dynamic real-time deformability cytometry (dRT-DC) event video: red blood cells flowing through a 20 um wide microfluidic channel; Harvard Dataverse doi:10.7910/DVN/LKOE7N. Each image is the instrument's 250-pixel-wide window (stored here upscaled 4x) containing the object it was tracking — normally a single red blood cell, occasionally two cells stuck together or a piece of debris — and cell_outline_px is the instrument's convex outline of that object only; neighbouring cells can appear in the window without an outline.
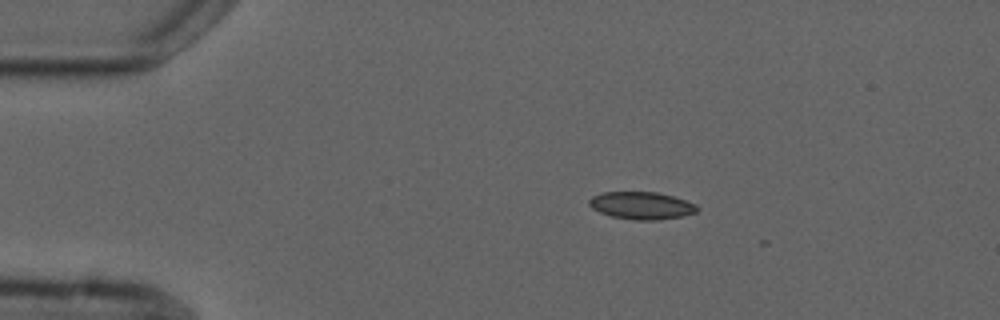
{"species": "common noctule bat (a hibernating species)", "species_latin": "Nyctalus noctula", "temperature_condition": "cold", "stored_images_in_passage": 7, "camera_frame_rate_fps": 3000, "um_per_image_px": 0.085, "animal": {"sex": "male", "forearm_length_mm": 52.5}, "frame": {"image": 1, "passage_image": 3, "time_ms": 2.333, "image_size_px": [1000, 320], "cell_outline_px": [[700, 208], [696, 212], [684, 216], [656, 220], [636, 220], [612, 216], [600, 212], [592, 208], [588, 204], [588, 200], [592, 196], [604, 192], [656, 192], [672, 196], [696, 204]], "centroid_in_image_um": [54.53, 17.47], "position_along_channel_um": 30.5, "area_um2": 17.22}}
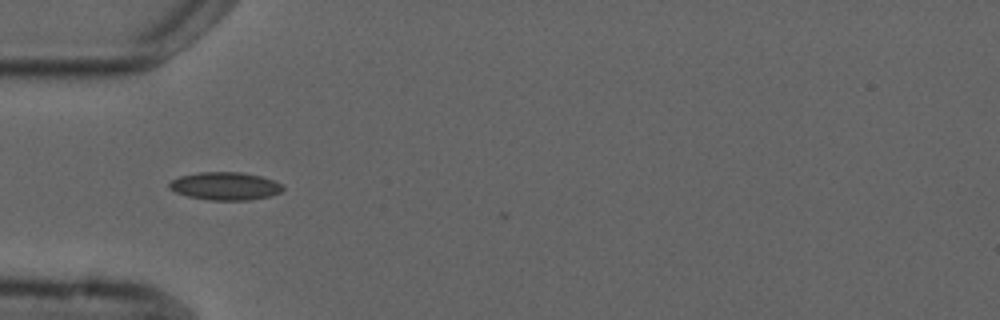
{"frame": {"image": 2, "passage_image": 5, "time_ms": 4.667, "image_size_px": [1000, 320], "cell_outline_px": [[284, 188], [280, 192], [268, 196], [248, 200], [208, 200], [188, 196], [176, 192], [168, 188], [168, 184], [172, 180], [180, 176], [196, 172], [240, 172], [260, 176], [284, 184]], "centroid_in_image_um": [19.12, 15.81], "position_along_channel_um": 65.9, "area_um2": 18.44}}
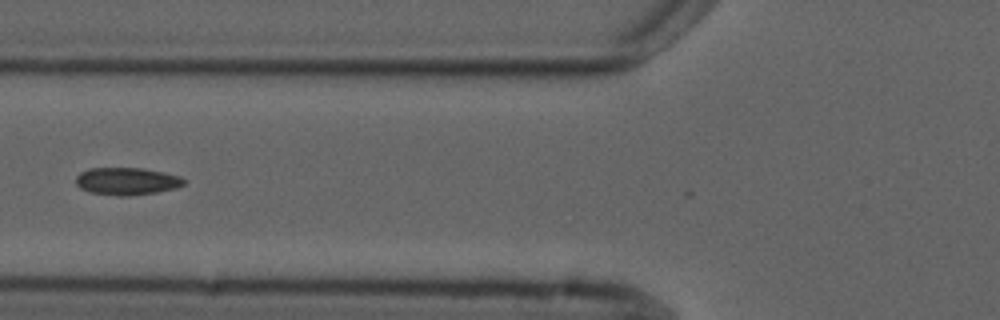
{"frame": {"image": 3, "passage_image": 6, "time_ms": 6.0, "image_size_px": [1000, 320], "cell_outline_px": [[184, 184], [176, 188], [156, 192], [128, 196], [120, 196], [88, 192], [80, 188], [76, 184], [76, 176], [80, 172], [88, 168], [144, 168], [164, 172], [180, 176], [184, 180]], "centroid_in_image_um": [10.75, 15.4], "position_along_channel_um": 115.0, "area_um2": 17.34}}